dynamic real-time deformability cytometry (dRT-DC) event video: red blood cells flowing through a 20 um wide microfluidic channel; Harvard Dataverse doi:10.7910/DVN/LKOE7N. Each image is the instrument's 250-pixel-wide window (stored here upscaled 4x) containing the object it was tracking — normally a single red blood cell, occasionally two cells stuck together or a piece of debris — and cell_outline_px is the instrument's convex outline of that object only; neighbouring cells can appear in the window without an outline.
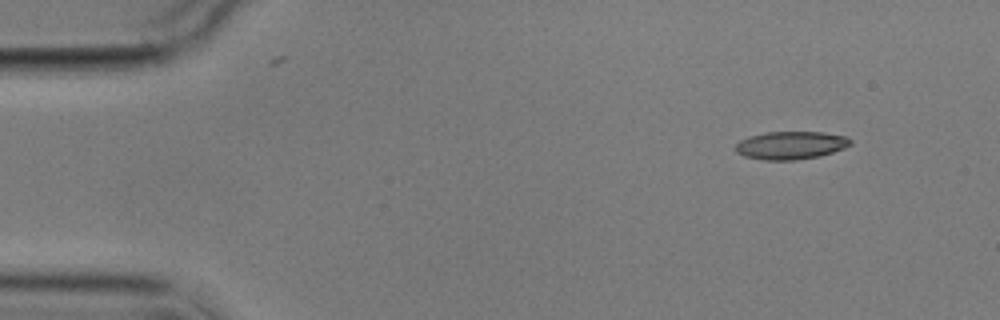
{"species": "common noctule bat (a hibernating species)", "species_latin": "Nyctalus noctula", "temperature_condition": "cold", "stored_images_in_passage": 3, "camera_frame_rate_fps": 3000, "um_per_image_px": 0.085, "animal": {"sex": "male", "body_mass_g": 17.9}, "frame": {"image": 1, "passage_image": 1, "time_ms": 0.0, "image_size_px": [1000, 320], "cell_outline_px": [[852, 144], [844, 148], [820, 156], [796, 160], [764, 160], [744, 156], [736, 152], [736, 144], [740, 140], [748, 136], [764, 132], [824, 132], [848, 136], [852, 140]], "centroid_in_image_um": [67.23, 12.34], "position_along_channel_um": 17.8, "area_um2": 18.9}}